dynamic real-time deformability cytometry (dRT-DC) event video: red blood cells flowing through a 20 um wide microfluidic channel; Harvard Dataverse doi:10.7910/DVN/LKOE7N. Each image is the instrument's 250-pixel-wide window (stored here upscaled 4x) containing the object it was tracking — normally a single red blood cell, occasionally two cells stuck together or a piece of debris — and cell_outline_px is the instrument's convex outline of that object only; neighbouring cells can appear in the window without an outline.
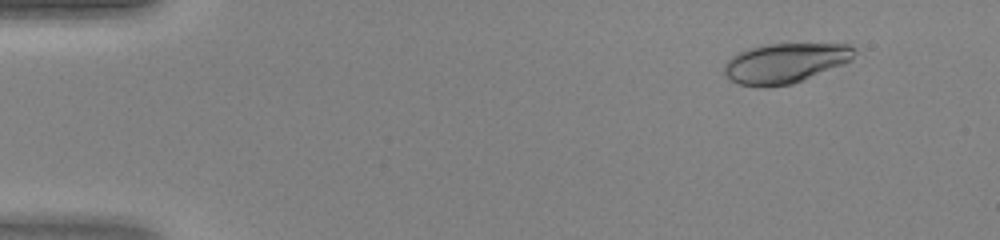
{"species": "human", "species_latin": "Homo sapiens", "temperature_condition": "warm", "stored_images_in_passage": 46, "camera_frame_rate_fps": 3000, "um_per_image_px": 0.085, "donor": {"sex": "female"}, "frame": {"image": 1, "passage_image": 5, "time_ms": 1.333, "image_size_px": [1000, 240], "cell_outline_px": [[856, 52], [852, 60], [844, 64], [804, 80], [792, 84], [764, 88], [740, 84], [728, 80], [724, 72], [724, 64], [736, 52], [748, 48], [764, 44], [848, 44], [856, 48]], "centroid_in_image_um": [66.72, 5.37], "position_along_channel_um": 18.3, "area_um2": 30.69}}
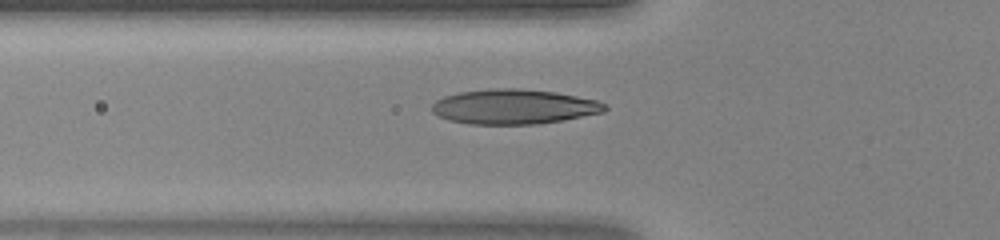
{"frame": {"image": 2, "passage_image": 17, "time_ms": 5.333, "image_size_px": [1000, 240], "cell_outline_px": [[608, 108], [604, 112], [560, 120], [536, 124], [468, 124], [448, 120], [436, 116], [432, 112], [432, 104], [436, 100], [444, 96], [460, 92], [488, 88], [516, 88], [556, 92], [596, 100], [608, 104]], "centroid_in_image_um": [43.65, 9.06], "position_along_channel_um": 82.2, "area_um2": 35.2}}
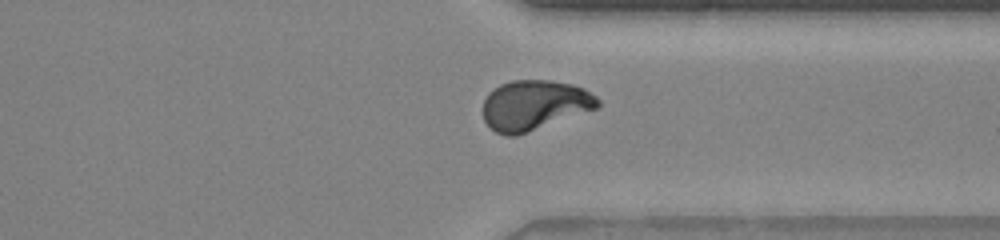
{"frame": {"image": 3, "passage_image": 36, "time_ms": 11.667, "image_size_px": [1000, 240], "cell_outline_px": [[600, 108], [516, 136], [508, 136], [496, 132], [484, 120], [484, 100], [488, 92], [500, 84], [512, 80], [552, 80], [572, 84], [584, 88], [596, 96], [600, 100]], "centroid_in_image_um": [45.46, 8.93], "position_along_channel_um": 365.9, "area_um2": 33.7}}